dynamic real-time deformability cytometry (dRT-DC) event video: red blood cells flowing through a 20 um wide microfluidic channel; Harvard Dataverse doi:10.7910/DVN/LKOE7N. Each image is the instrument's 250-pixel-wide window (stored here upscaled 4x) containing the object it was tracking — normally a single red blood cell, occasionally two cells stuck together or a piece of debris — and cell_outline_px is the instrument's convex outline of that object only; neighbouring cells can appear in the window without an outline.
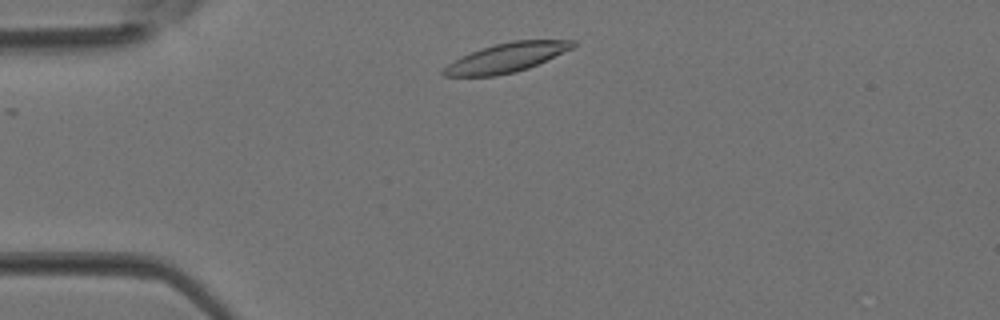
{"species": "Egyptian fruit bat (a non-hibernating species)", "species_latin": "Rousettus aegyptiacus", "temperature_condition": "room temperature", "stored_images_in_passage": 32, "camera_frame_rate_fps": 3000, "um_per_image_px": 0.085, "animal": {"sex": "female"}, "frame": {"image": 1, "passage_image": 3, "time_ms": 0.667, "image_size_px": [1000, 320], "cell_outline_px": [[576, 44], [572, 48], [528, 68], [516, 72], [496, 76], [444, 76], [440, 72], [448, 64], [472, 52], [496, 44], [512, 40], [576, 40]], "centroid_in_image_um": [43.06, 4.91], "position_along_channel_um": 41.9, "area_um2": 21.56}}
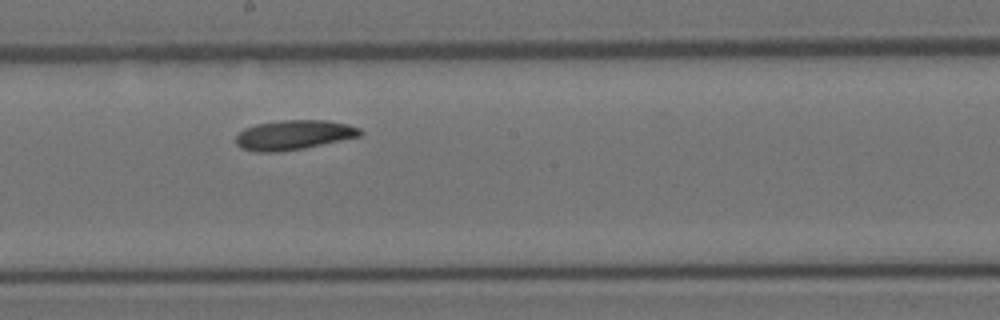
{"frame": {"image": 2, "passage_image": 15, "time_ms": 4.667, "image_size_px": [1000, 320], "cell_outline_px": [[364, 132], [360, 136], [304, 148], [280, 152], [256, 152], [240, 148], [236, 144], [236, 136], [244, 128], [256, 124], [280, 120], [328, 120], [348, 124], [360, 128]], "centroid_in_image_um": [24.96, 11.47], "position_along_channel_um": 223.2, "area_um2": 21.62}}
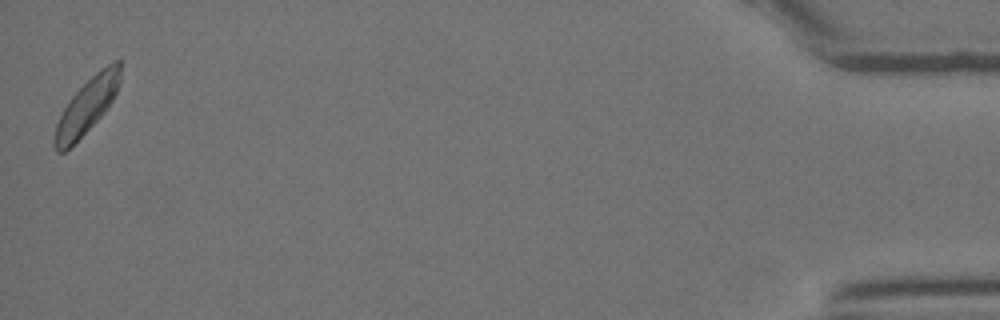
{"frame": {"image": 3, "passage_image": 32, "time_ms": 10.333, "image_size_px": [1000, 320], "cell_outline_px": [[120, 84], [112, 100], [104, 112], [64, 152], [56, 152], [52, 144], [52, 140], [56, 124], [68, 100], [100, 68], [116, 60], [120, 60]], "centroid_in_image_um": [7.36, 9.0], "position_along_channel_um": 427.8, "area_um2": 20.58}}